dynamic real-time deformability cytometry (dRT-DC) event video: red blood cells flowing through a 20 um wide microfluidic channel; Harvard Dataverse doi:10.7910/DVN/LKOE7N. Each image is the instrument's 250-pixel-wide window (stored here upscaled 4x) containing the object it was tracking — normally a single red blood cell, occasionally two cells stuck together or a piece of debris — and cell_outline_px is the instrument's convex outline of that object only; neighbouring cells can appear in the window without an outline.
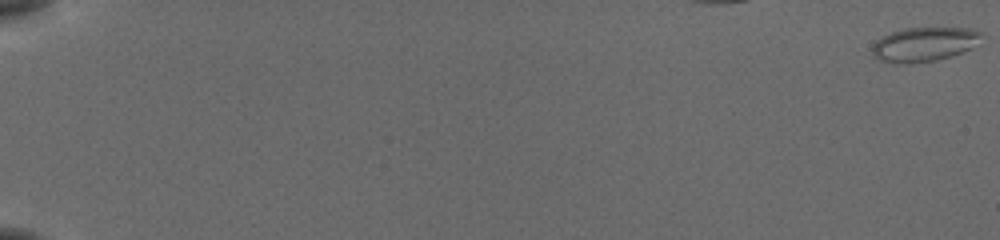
{"species": "common noctule bat (a hibernating species)", "species_latin": "Nyctalus noctula", "temperature_condition": "cold", "stored_images_in_passage": 8, "camera_frame_rate_fps": 3000, "um_per_image_px": 0.085, "animal": {"sex": "female", "body_mass_g": 19.5, "forearm_length_mm": 54.1}, "frame": {"image": 1, "passage_image": 1, "time_ms": 0.0, "image_size_px": [1000, 240], "cell_outline_px": [[980, 36], [968, 48], [960, 52], [948, 56], [932, 60], [880, 60], [872, 52], [872, 44], [876, 40], [892, 32], [904, 28], [968, 28], [980, 32]], "centroid_in_image_um": [78.51, 3.7], "position_along_channel_um": 6.5, "area_um2": 20.17}}
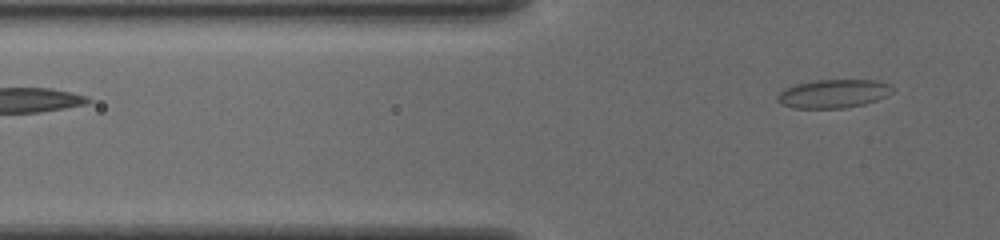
{"frame": {"image": 2, "passage_image": 8, "time_ms": 2.333, "image_size_px": [1000, 240], "cell_outline_px": [[892, 92], [888, 96], [864, 104], [844, 108], [792, 108], [780, 104], [776, 100], [776, 96], [784, 88], [796, 84], [816, 80], [876, 80], [892, 84]], "centroid_in_image_um": [70.83, 7.96], "position_along_channel_um": 55.0, "area_um2": 19.31}}